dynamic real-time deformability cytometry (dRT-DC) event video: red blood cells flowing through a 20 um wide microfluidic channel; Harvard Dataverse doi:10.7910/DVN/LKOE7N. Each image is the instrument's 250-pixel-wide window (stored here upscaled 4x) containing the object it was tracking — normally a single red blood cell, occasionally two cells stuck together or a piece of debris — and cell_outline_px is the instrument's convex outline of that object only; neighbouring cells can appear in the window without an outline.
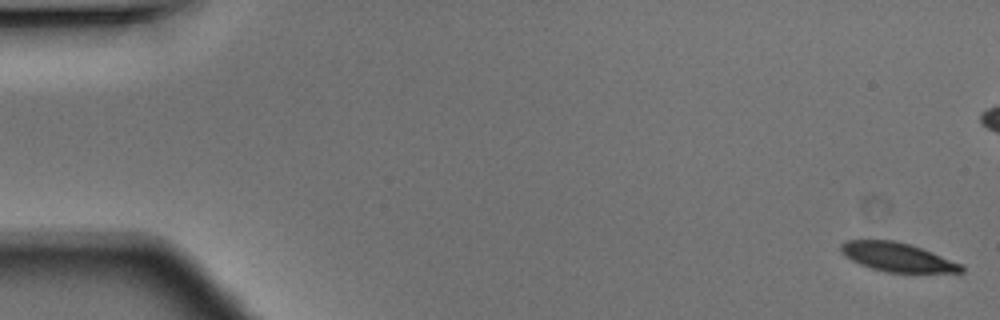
{"species": "Egyptian fruit bat (a non-hibernating species)", "species_latin": "Rousettus aegyptiacus", "temperature_condition": "warm", "stored_images_in_passage": 49, "camera_frame_rate_fps": 3000, "um_per_image_px": 0.085, "animal": {"sex": "male"}, "frame": {"image": 1, "passage_image": 1, "time_ms": 0.0, "image_size_px": [1000, 320], "cell_outline_px": [[964, 272], [888, 272], [872, 268], [860, 264], [852, 260], [840, 248], [840, 244], [848, 240], [892, 240], [908, 244], [932, 252], [960, 264], [964, 268]], "centroid_in_image_um": [76.27, 21.85], "position_along_channel_um": 8.7, "area_um2": 19.65}}
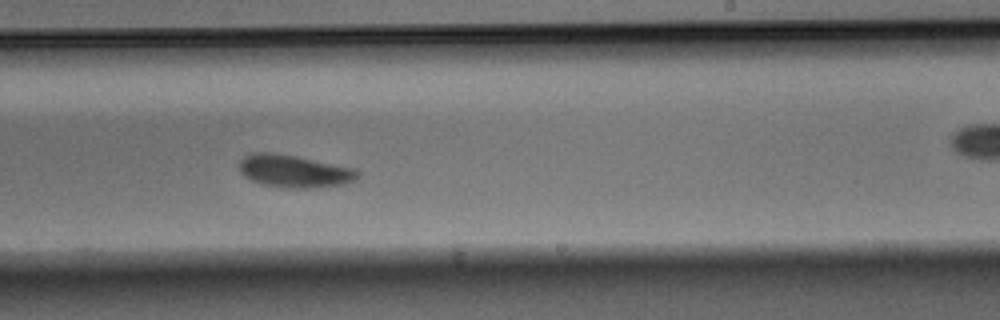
{"frame": {"image": 2, "passage_image": 30, "time_ms": 9.667, "image_size_px": [1000, 320], "cell_outline_px": [[360, 172], [352, 180], [344, 184], [308, 188], [280, 188], [260, 184], [244, 176], [240, 172], [240, 160], [244, 156], [252, 152], [272, 152], [296, 156], [356, 168]], "centroid_in_image_um": [24.96, 14.54], "position_along_channel_um": 264.0, "area_um2": 22.54}}
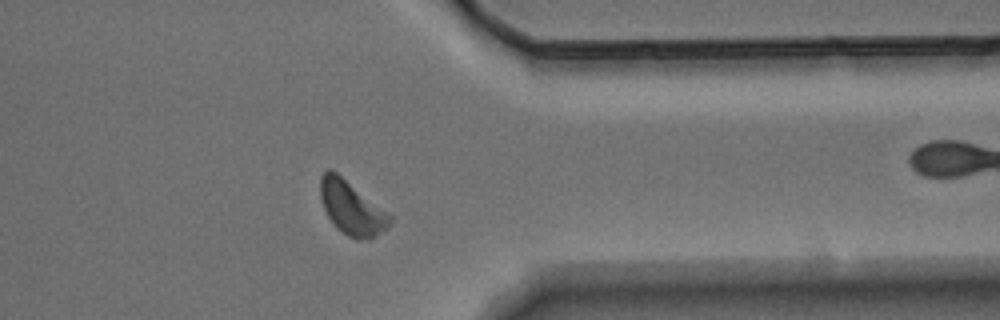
{"frame": {"image": 3, "passage_image": 39, "time_ms": 12.667, "image_size_px": [1000, 320], "cell_outline_px": [[392, 220], [376, 236], [368, 240], [356, 240], [348, 236], [336, 228], [328, 216], [324, 208], [320, 196], [320, 176], [328, 168], [332, 168], [392, 216]], "centroid_in_image_um": [29.85, 17.66], "position_along_channel_um": 381.5, "area_um2": 21.56}}